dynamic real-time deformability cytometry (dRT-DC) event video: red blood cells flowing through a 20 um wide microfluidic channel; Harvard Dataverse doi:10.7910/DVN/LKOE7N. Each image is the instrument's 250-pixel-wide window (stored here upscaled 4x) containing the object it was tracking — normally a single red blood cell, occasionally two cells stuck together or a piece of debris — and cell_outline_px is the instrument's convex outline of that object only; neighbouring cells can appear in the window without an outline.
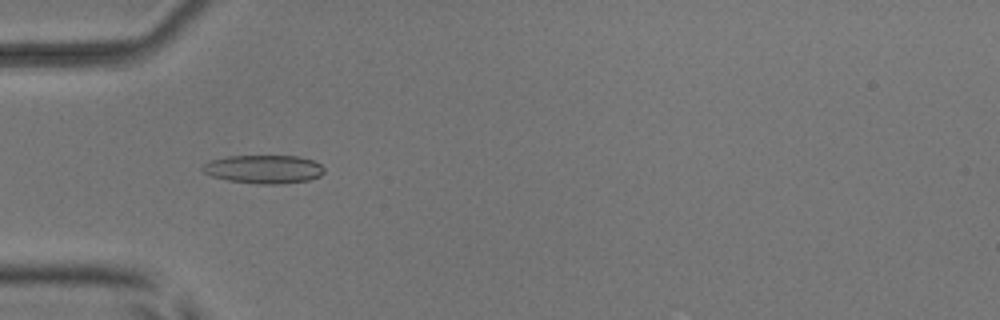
{"species": "common noctule bat (a hibernating species)", "species_latin": "Nyctalus noctula", "temperature_condition": "room temperature", "stored_images_in_passage": 7, "camera_frame_rate_fps": 3000, "um_per_image_px": 0.085, "animal": {"sex": "male", "body_mass_g": 17.9, "forearm_length_mm": 54.2}, "frame": {"image": 1, "passage_image": 5, "time_ms": 1.333, "image_size_px": [1000, 320], "cell_outline_px": [[324, 172], [320, 176], [308, 180], [280, 184], [260, 184], [228, 180], [212, 176], [204, 172], [200, 168], [204, 164], [212, 160], [228, 156], [296, 156], [312, 160], [320, 164], [324, 168]], "centroid_in_image_um": [22.43, 14.38], "position_along_channel_um": 62.6, "area_um2": 20.0}}
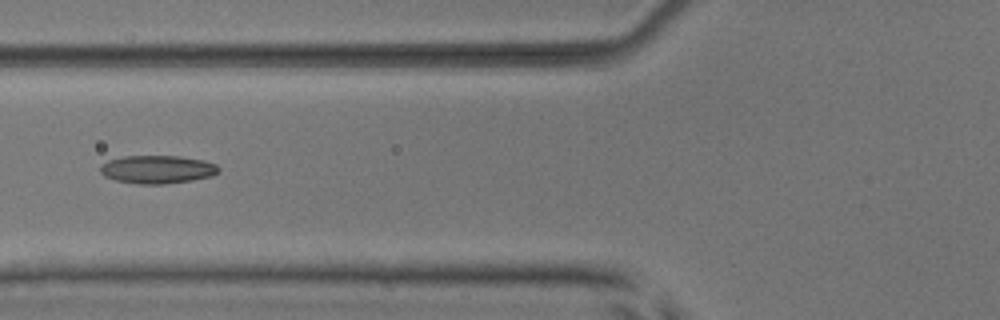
{"frame": {"image": 2, "passage_image": 6, "time_ms": 1.667, "image_size_px": [1000, 320], "cell_outline_px": [[220, 172], [212, 176], [192, 180], [164, 184], [136, 184], [116, 180], [104, 176], [100, 172], [100, 164], [108, 160], [124, 156], [180, 156], [204, 160], [216, 164], [220, 168]], "centroid_in_image_um": [13.38, 14.4], "position_along_channel_um": 112.4, "area_um2": 19.59}}
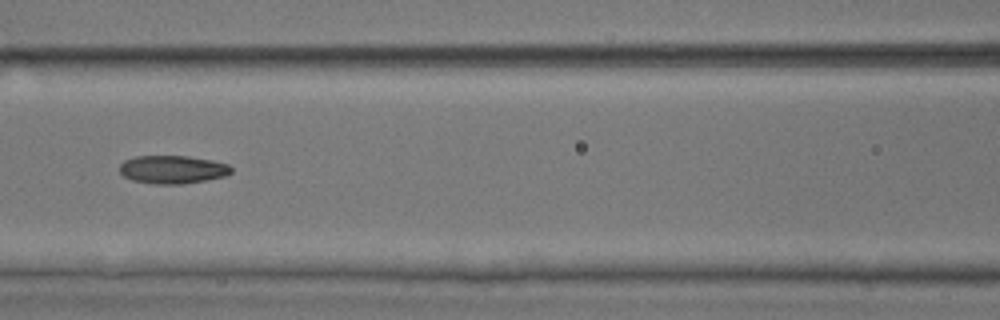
{"frame": {"image": 3, "passage_image": 7, "time_ms": 2.0, "image_size_px": [1000, 320], "cell_outline_px": [[232, 172], [224, 176], [184, 184], [156, 184], [132, 180], [124, 176], [120, 172], [120, 164], [124, 160], [136, 156], [188, 156], [212, 160], [228, 164], [232, 168]], "centroid_in_image_um": [14.66, 14.4], "position_along_channel_um": 151.9, "area_um2": 18.26}}